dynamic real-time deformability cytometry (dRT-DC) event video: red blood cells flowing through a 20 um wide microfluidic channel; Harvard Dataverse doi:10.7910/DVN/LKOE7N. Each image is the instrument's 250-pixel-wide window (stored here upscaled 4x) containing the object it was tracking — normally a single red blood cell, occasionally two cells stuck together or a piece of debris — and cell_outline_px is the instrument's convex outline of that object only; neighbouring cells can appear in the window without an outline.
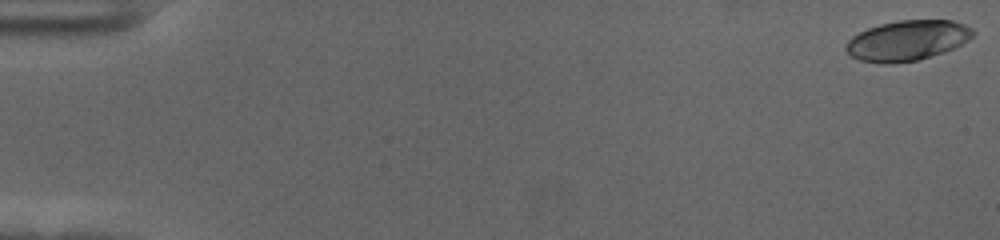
{"species": "human", "species_latin": "Homo sapiens", "temperature_condition": "cold", "stored_images_in_passage": 58, "camera_frame_rate_fps": 3000, "um_per_image_px": 0.085, "donor": {"sex": "female"}, "frame": {"image": 1, "passage_image": 1, "time_ms": 0.0, "image_size_px": [1000, 240], "cell_outline_px": [[976, 32], [968, 40], [944, 52], [920, 60], [892, 64], [884, 64], [860, 60], [852, 56], [844, 48], [848, 40], [852, 36], [868, 28], [880, 24], [900, 20], [952, 20], [964, 24], [972, 28]], "centroid_in_image_um": [77.12, 3.45], "position_along_channel_um": 7.9, "area_um2": 29.82}}
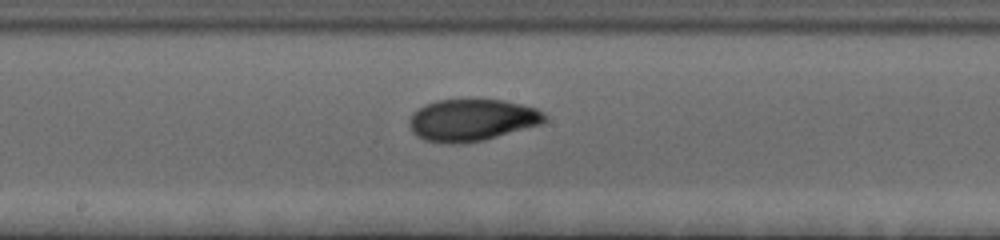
{"frame": {"image": 2, "passage_image": 32, "time_ms": 10.333, "image_size_px": [1000, 240], "cell_outline_px": [[548, 120], [544, 124], [484, 140], [464, 144], [444, 144], [424, 140], [416, 136], [412, 132], [408, 124], [408, 120], [412, 112], [424, 104], [436, 100], [504, 100], [536, 108], [544, 112], [548, 116]], "centroid_in_image_um": [40.11, 10.22], "position_along_channel_um": 208.1, "area_um2": 33.76}}
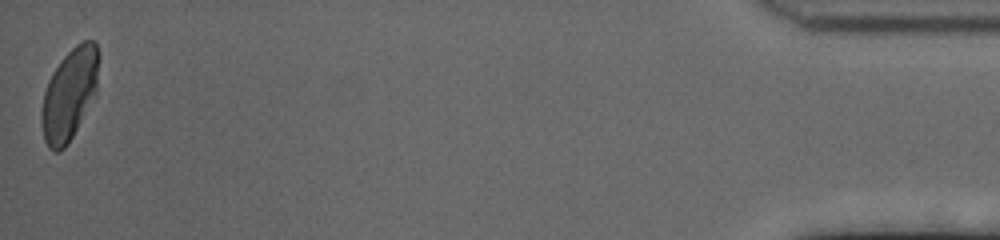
{"frame": {"image": 3, "passage_image": 58, "time_ms": 19.0, "image_size_px": [1000, 240], "cell_outline_px": [[100, 56], [96, 96], [68, 144], [64, 148], [56, 152], [52, 152], [48, 148], [44, 140], [40, 120], [40, 112], [44, 92], [48, 80], [52, 72], [60, 60], [76, 44], [84, 40], [92, 40], [96, 44], [100, 52]], "centroid_in_image_um": [5.91, 8.01], "position_along_channel_um": 429.3, "area_um2": 31.21}, "authors_computed_cell_mechanics": {"area_um2": 31.4721, "velocity_mm_per_s": 3.543, "shape_relaxation_time_tau1_ms": 4.0306, "shape_relaxation_time_tau2_ms": 1.4207, "deformation_change_tau1": 0.1878, "deformation_change_tau2": 0.0466}}